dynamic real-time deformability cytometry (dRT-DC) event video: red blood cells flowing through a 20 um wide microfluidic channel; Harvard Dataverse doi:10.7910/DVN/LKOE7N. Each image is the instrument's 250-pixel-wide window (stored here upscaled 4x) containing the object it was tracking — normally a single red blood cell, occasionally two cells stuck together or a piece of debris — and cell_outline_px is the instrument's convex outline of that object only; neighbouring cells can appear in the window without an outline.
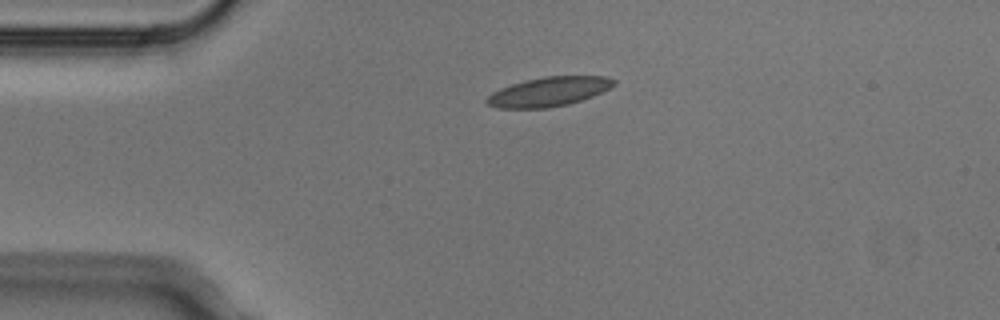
{"species": "Egyptian fruit bat (a non-hibernating species)", "species_latin": "Rousettus aegyptiacus", "temperature_condition": "cold", "stored_images_in_passage": 3, "camera_frame_rate_fps": 3000, "um_per_image_px": 0.085, "animal": {"sex": "male"}, "frame": {"image": 1, "passage_image": 1, "time_ms": 0.0, "image_size_px": [1000, 320], "cell_outline_px": [[616, 84], [592, 96], [568, 104], [548, 108], [496, 108], [488, 104], [484, 100], [492, 92], [500, 88], [524, 80], [544, 76], [608, 76], [616, 80]], "centroid_in_image_um": [46.62, 7.78], "position_along_channel_um": 38.4, "area_um2": 21.68}}
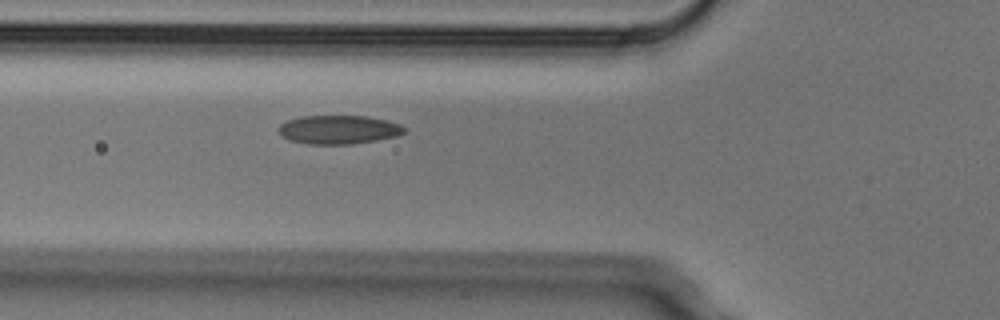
{"frame": {"image": 2, "passage_image": 3, "time_ms": 0.667, "image_size_px": [1000, 320], "cell_outline_px": [[408, 128], [404, 132], [396, 136], [376, 140], [352, 144], [308, 144], [288, 140], [280, 136], [276, 128], [280, 124], [288, 120], [300, 116], [368, 116], [400, 124]], "centroid_in_image_um": [28.73, 11.02], "position_along_channel_um": 97.1, "area_um2": 21.21}}